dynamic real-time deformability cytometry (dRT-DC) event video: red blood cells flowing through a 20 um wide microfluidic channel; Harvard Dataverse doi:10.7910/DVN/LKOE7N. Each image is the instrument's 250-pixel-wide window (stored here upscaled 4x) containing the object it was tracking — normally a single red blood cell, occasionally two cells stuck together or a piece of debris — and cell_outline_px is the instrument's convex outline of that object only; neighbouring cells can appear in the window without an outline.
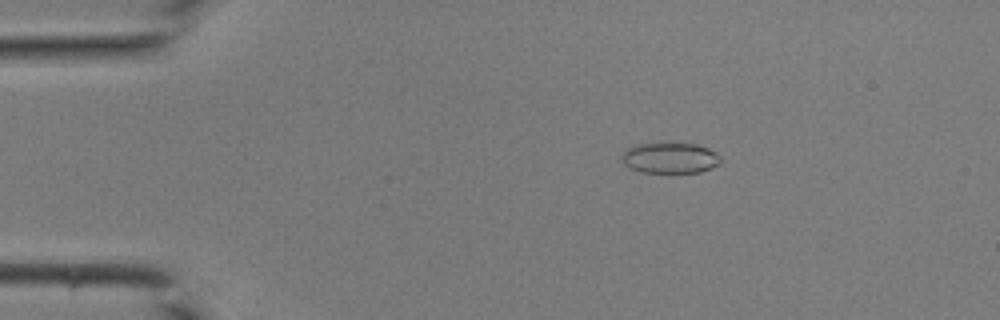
{"species": "common noctule bat (a hibernating species)", "species_latin": "Nyctalus noctula", "temperature_condition": "room temperature", "stored_images_in_passage": 41, "camera_frame_rate_fps": 3000, "um_per_image_px": 0.085, "animal": {"sex": "male", "body_mass_g": 19.0, "forearm_length_mm": 50.8}, "frame": {"image": 1, "passage_image": 7, "time_ms": 2.0, "image_size_px": [1000, 320], "cell_outline_px": [[720, 164], [700, 172], [640, 172], [628, 168], [620, 160], [620, 156], [624, 148], [636, 144], [656, 140], [672, 140], [696, 144], [708, 148], [716, 152], [720, 156]], "centroid_in_image_um": [56.87, 13.35], "position_along_channel_um": 28.1, "area_um2": 18.9}}
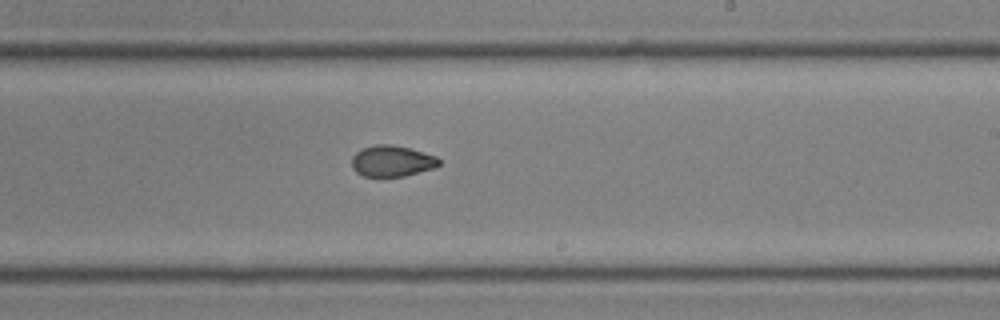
{"frame": {"image": 2, "passage_image": 25, "time_ms": 8.0, "image_size_px": [1000, 320], "cell_outline_px": [[440, 164], [436, 168], [404, 176], [364, 176], [356, 172], [352, 168], [352, 156], [360, 148], [372, 144], [392, 144], [408, 148], [436, 156], [440, 160]], "centroid_in_image_um": [33.3, 13.68], "position_along_channel_um": 255.7, "area_um2": 15.95}}
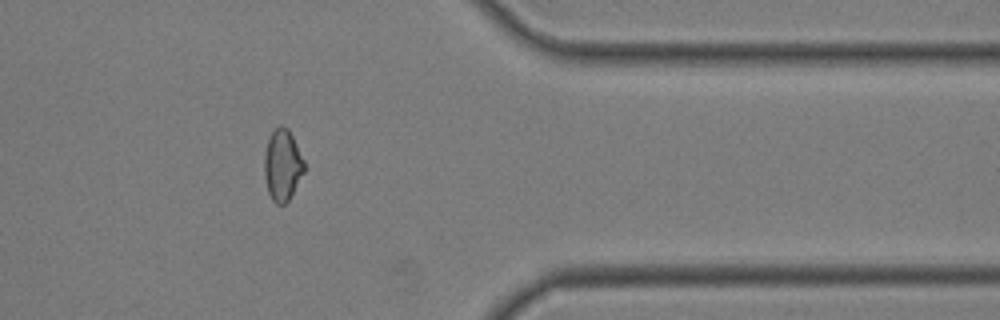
{"frame": {"image": 3, "passage_image": 34, "time_ms": 11.0, "image_size_px": [1000, 320], "cell_outline_px": [[304, 172], [288, 200], [284, 204], [276, 204], [272, 200], [268, 192], [264, 176], [264, 152], [268, 140], [272, 132], [280, 124], [288, 128], [304, 160]], "centroid_in_image_um": [23.99, 14.03], "position_along_channel_um": 387.4, "area_um2": 16.47}}